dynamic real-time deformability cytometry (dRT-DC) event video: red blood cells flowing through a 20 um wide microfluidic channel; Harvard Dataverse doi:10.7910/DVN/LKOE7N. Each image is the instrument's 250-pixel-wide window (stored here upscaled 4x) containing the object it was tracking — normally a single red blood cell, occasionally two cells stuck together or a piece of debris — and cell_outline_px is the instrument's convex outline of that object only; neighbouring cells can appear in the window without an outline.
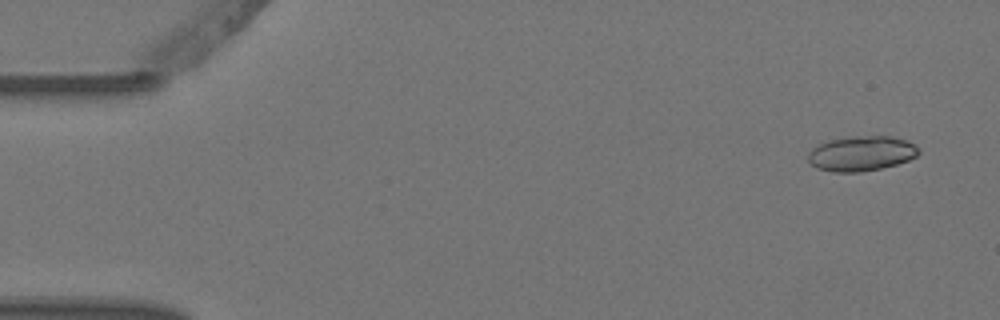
{"species": "Egyptian fruit bat (a non-hibernating species)", "species_latin": "Rousettus aegyptiacus", "temperature_condition": "warm", "stored_images_in_passage": 5, "camera_frame_rate_fps": 3000, "um_per_image_px": 0.085, "animal": {"sex": "female"}, "frame": {"image": 1, "passage_image": 1, "time_ms": 0.0, "image_size_px": [1000, 320], "cell_outline_px": [[920, 152], [916, 156], [908, 160], [896, 164], [880, 168], [860, 172], [832, 172], [816, 168], [808, 160], [808, 152], [812, 148], [828, 140], [856, 136], [892, 136], [908, 140], [920, 148]], "centroid_in_image_um": [73.23, 13.04], "position_along_channel_um": 11.8, "area_um2": 22.6}}
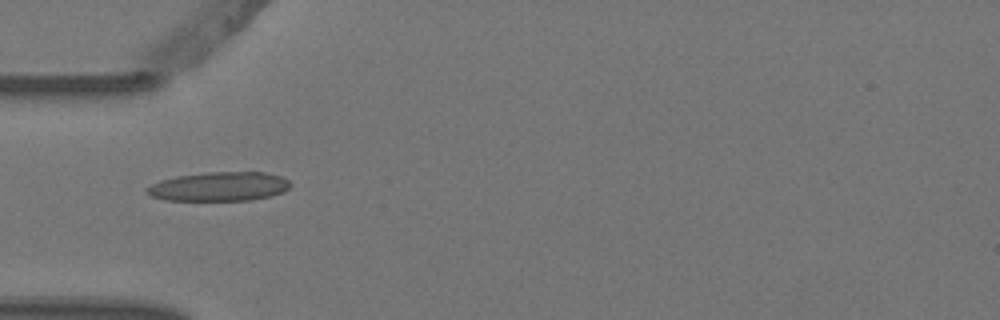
{"frame": {"image": 2, "passage_image": 5, "time_ms": 1.333, "image_size_px": [1000, 320], "cell_outline_px": [[292, 184], [284, 192], [272, 196], [252, 200], [164, 200], [152, 196], [148, 192], [148, 188], [152, 184], [160, 180], [176, 176], [208, 172], [264, 172], [284, 176]], "centroid_in_image_um": [18.71, 15.85], "position_along_channel_um": 66.3, "area_um2": 24.39}}